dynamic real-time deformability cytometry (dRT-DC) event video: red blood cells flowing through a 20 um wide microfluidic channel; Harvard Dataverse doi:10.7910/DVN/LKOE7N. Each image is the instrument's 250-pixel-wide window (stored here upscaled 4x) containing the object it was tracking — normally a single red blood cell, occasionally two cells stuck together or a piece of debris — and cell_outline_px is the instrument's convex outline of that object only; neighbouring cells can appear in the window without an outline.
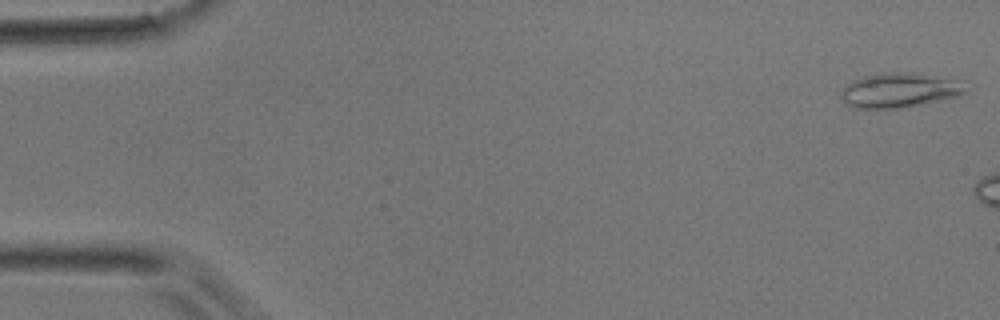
{"species": "common noctule bat (a hibernating species)", "species_latin": "Nyctalus noctula", "temperature_condition": "room temperature", "stored_images_in_passage": 7, "camera_frame_rate_fps": 3000, "um_per_image_px": 0.085, "animal": {"sex": "male", "body_mass_g": 17.9}, "frame": {"image": 1, "passage_image": 1, "time_ms": 0.0, "image_size_px": [1000, 320], "cell_outline_px": [[968, 92], [960, 96], [900, 108], [852, 108], [840, 96], [840, 92], [852, 80], [864, 76], [884, 72], [912, 72], [952, 80]], "centroid_in_image_um": [76.36, 7.68], "position_along_channel_um": 8.6, "area_um2": 24.57}}